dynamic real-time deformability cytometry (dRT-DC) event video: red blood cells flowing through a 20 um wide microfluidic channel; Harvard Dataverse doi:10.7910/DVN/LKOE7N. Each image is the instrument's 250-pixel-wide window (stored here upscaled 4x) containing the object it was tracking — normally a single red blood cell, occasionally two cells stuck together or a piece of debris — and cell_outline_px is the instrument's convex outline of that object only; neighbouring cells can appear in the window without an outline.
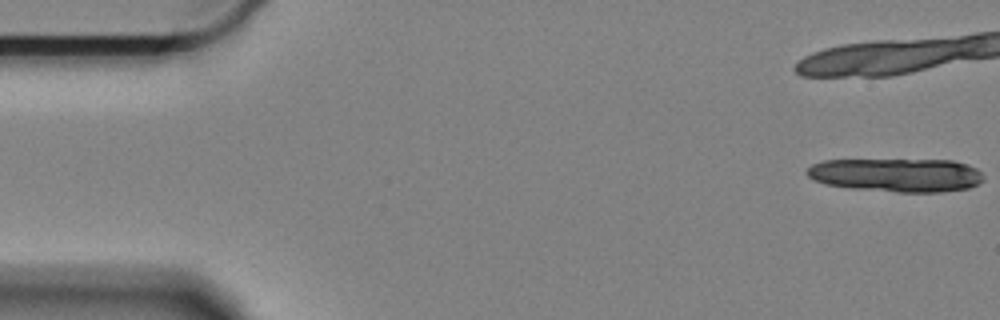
{"species": "Egyptian fruit bat (a non-hibernating species)", "species_latin": "Rousettus aegyptiacus", "temperature_condition": "cold", "stored_images_in_passage": 13, "camera_frame_rate_fps": 3000, "um_per_image_px": 0.085, "animal": {"sex": "female"}, "frame": {"image": 1, "passage_image": 1, "time_ms": 0.0, "image_size_px": [1000, 320], "cell_outline_px": [[984, 180], [980, 184], [968, 188], [944, 192], [896, 192], [852, 188], [824, 184], [812, 180], [804, 172], [812, 164], [824, 160], [952, 160], [968, 164], [976, 168], [984, 176]], "centroid_in_image_um": [76.22, 14.88], "position_along_channel_um": 8.8, "area_um2": 34.91}}